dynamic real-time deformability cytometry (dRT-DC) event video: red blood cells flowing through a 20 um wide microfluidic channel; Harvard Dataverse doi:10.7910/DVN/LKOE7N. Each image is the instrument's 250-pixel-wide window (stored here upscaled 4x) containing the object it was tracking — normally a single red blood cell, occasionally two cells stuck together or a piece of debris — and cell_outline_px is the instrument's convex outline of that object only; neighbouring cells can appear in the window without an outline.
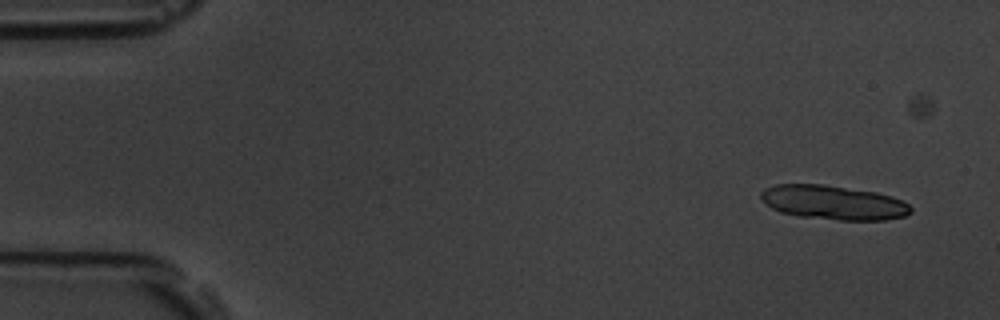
{"species": "common noctule bat (a hibernating species)", "species_latin": "Nyctalus noctula", "temperature_condition": "room temperature", "stored_images_in_passage": 5, "camera_frame_rate_fps": 3000, "um_per_image_px": 0.085, "animal": {"sex": "male", "body_mass_g": 19.5, "forearm_length_mm": 54.6}, "frame": {"image": 1, "passage_image": 1, "time_ms": 0.0, "image_size_px": [1000, 320], "cell_outline_px": [[912, 212], [904, 216], [884, 220], [840, 220], [800, 216], [780, 212], [772, 208], [760, 196], [760, 192], [764, 188], [776, 184], [824, 184], [876, 192], [892, 196], [908, 204], [912, 208]], "centroid_in_image_um": [70.84, 17.21], "position_along_channel_um": 14.2, "area_um2": 29.82}}